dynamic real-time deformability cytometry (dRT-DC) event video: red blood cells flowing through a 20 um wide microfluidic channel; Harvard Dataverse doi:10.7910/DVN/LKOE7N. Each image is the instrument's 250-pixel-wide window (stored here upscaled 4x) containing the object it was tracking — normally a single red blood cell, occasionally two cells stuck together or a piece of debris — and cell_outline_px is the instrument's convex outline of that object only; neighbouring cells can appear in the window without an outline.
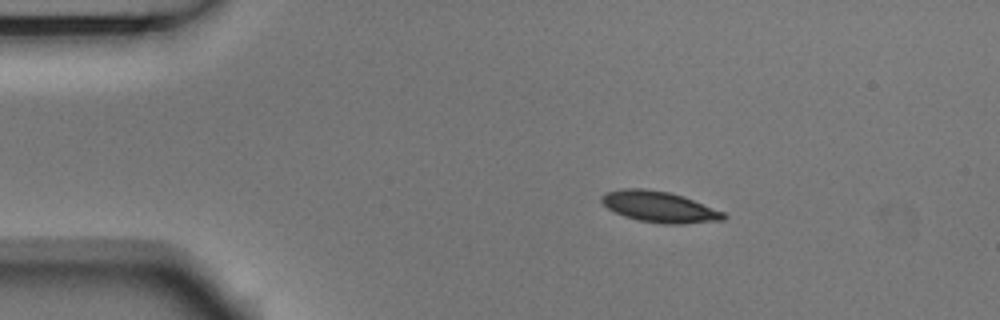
{"species": "Egyptian fruit bat (a non-hibernating species)", "species_latin": "Rousettus aegyptiacus", "temperature_condition": "room temperature", "stored_images_in_passage": 3, "camera_frame_rate_fps": 3000, "um_per_image_px": 0.085, "animal": {"sex": "male"}, "frame": {"image": 1, "passage_image": 2, "time_ms": 0.333, "image_size_px": [1000, 320], "cell_outline_px": [[728, 216], [724, 220], [684, 224], [664, 224], [640, 220], [624, 216], [608, 208], [600, 200], [600, 196], [604, 192], [624, 188], [644, 188], [668, 192], [684, 196], [724, 212]], "centroid_in_image_um": [56.05, 17.57], "position_along_channel_um": 28.9, "area_um2": 22.08}}